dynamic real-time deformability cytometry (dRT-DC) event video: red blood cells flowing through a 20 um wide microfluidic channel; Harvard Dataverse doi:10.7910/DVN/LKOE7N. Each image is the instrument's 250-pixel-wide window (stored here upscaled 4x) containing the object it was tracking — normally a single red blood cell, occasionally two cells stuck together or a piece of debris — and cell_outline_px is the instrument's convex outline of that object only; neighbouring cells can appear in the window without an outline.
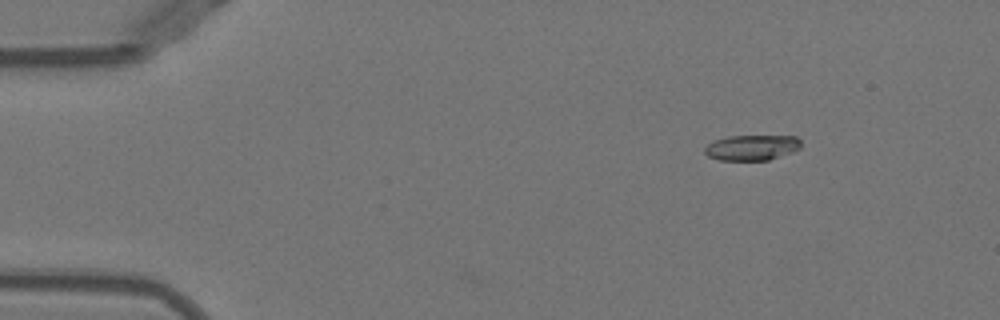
{"species": "Egyptian fruit bat (a non-hibernating species)", "species_latin": "Rousettus aegyptiacus", "temperature_condition": "warm", "stored_images_in_passage": 4, "camera_frame_rate_fps": 3000, "um_per_image_px": 0.085, "animal": {"sex": "female"}, "frame": {"image": 1, "passage_image": 1, "time_ms": 0.0, "image_size_px": [1000, 320], "cell_outline_px": [[800, 148], [792, 152], [768, 160], [720, 160], [708, 156], [704, 152], [704, 148], [708, 144], [716, 140], [728, 136], [796, 136], [800, 140]], "centroid_in_image_um": [63.9, 12.54], "position_along_channel_um": 21.1, "area_um2": 14.16}}